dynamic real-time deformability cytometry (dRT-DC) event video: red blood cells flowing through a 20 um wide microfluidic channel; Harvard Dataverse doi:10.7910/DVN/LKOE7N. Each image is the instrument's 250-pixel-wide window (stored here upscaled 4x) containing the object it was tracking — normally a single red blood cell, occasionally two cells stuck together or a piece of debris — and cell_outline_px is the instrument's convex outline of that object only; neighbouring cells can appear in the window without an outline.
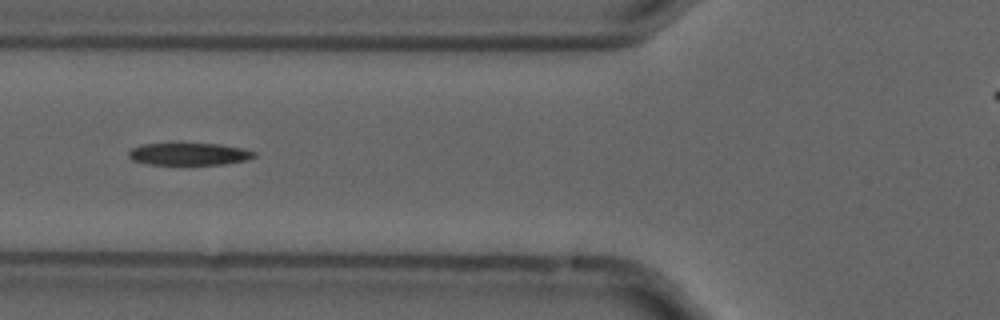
{"species": "common noctule bat (a hibernating species)", "species_latin": "Nyctalus noctula", "temperature_condition": "cold", "stored_images_in_passage": 6, "camera_frame_rate_fps": 3000, "um_per_image_px": 0.085, "animal": {"sex": "male", "forearm_length_mm": 52.5}, "frame": {"image": 1, "passage_image": 2, "time_ms": 0.333, "image_size_px": [1000, 320], "cell_outline_px": [[256, 156], [248, 160], [224, 164], [148, 164], [132, 160], [128, 156], [128, 152], [132, 148], [140, 144], [220, 144], [244, 148], [256, 152]], "centroid_in_image_um": [16.1, 13.09], "position_along_channel_um": 109.7, "area_um2": 16.24}}
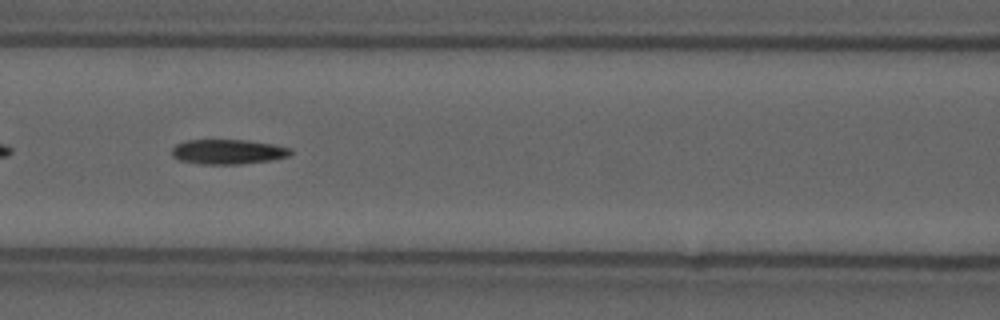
{"frame": {"image": 2, "passage_image": 3, "time_ms": 0.667, "image_size_px": [1000, 320], "cell_outline_px": [[292, 152], [288, 156], [272, 160], [240, 164], [200, 164], [180, 160], [172, 156], [172, 148], [176, 144], [188, 140], [248, 140], [272, 144], [292, 148]], "centroid_in_image_um": [19.38, 12.9], "position_along_channel_um": 147.2, "area_um2": 17.17}}